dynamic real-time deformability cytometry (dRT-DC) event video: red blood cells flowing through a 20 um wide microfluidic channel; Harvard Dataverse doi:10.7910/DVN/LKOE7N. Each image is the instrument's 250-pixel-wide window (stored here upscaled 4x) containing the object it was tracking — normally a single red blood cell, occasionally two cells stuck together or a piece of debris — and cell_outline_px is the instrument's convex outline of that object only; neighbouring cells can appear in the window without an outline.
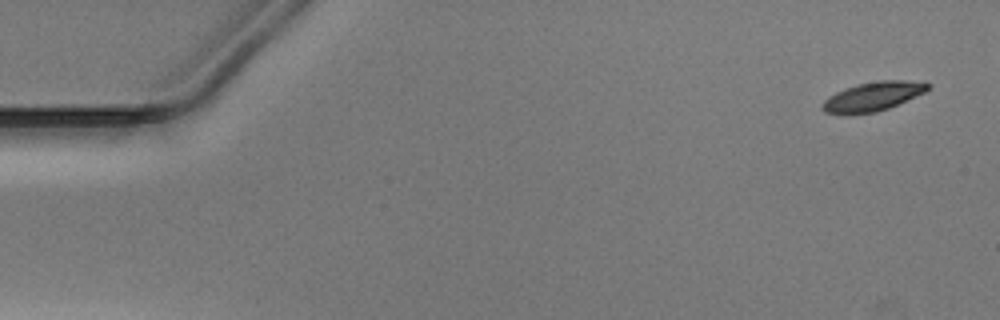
{"species": "Egyptian fruit bat (a non-hibernating species)", "species_latin": "Rousettus aegyptiacus", "temperature_condition": "warm", "stored_images_in_passage": 47, "camera_frame_rate_fps": 3000, "um_per_image_px": 0.085, "animal": {"sex": "male"}, "frame": {"image": 1, "passage_image": 1, "time_ms": 0.0, "image_size_px": [1000, 320], "cell_outline_px": [[932, 84], [924, 92], [888, 108], [876, 112], [824, 112], [820, 108], [820, 104], [828, 96], [844, 88], [856, 84], [880, 80], [904, 80]], "centroid_in_image_um": [74.16, 8.16], "position_along_channel_um": 10.8, "area_um2": 17.34}}
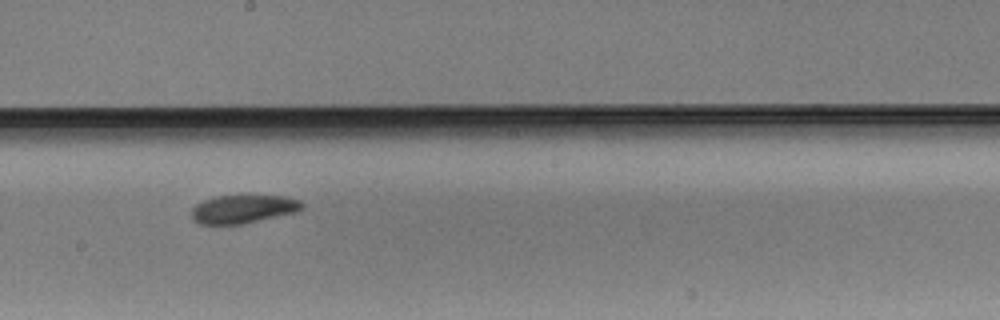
{"frame": {"image": 2, "passage_image": 28, "time_ms": 9.0, "image_size_px": [1000, 320], "cell_outline_px": [[304, 208], [296, 212], [240, 224], [200, 224], [192, 220], [192, 208], [196, 204], [204, 200], [216, 196], [240, 192], [284, 196], [300, 200], [304, 204]], "centroid_in_image_um": [20.68, 17.7], "position_along_channel_um": 227.5, "area_um2": 19.07}}
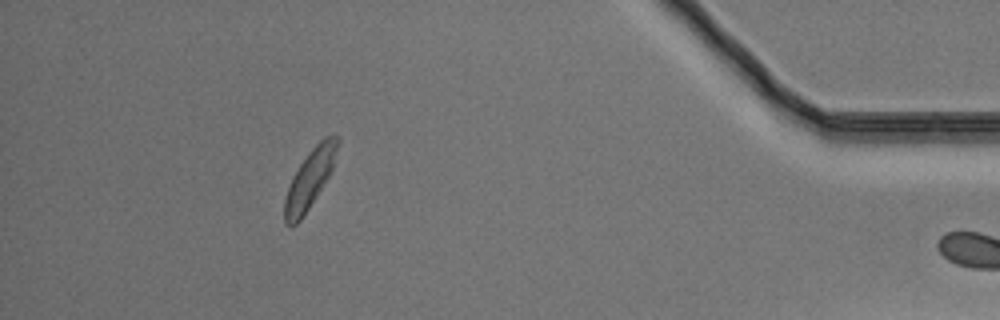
{"frame": {"image": 3, "passage_image": 46, "time_ms": 15.0, "image_size_px": [1000, 320], "cell_outline_px": [[340, 140], [332, 168], [328, 176], [308, 208], [300, 220], [292, 228], [284, 224], [284, 200], [288, 188], [300, 164], [308, 152], [324, 136], [336, 136]], "centroid_in_image_um": [26.31, 15.22], "position_along_channel_um": 408.9, "area_um2": 17.57}}